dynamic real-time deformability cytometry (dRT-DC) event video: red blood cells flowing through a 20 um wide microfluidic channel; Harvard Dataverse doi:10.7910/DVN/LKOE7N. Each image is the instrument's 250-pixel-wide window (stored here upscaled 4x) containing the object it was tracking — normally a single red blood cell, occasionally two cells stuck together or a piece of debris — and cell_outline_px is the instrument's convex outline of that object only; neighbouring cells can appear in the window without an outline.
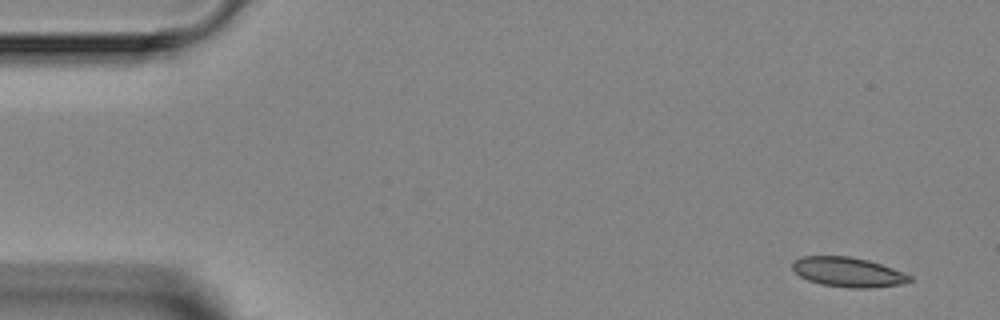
{"species": "Egyptian fruit bat (a non-hibernating species)", "species_latin": "Rousettus aegyptiacus", "temperature_condition": "room temperature", "stored_images_in_passage": 3, "camera_frame_rate_fps": 3000, "um_per_image_px": 0.085, "animal": {"sex": "female"}, "frame": {"image": 1, "passage_image": 1, "time_ms": 0.0, "image_size_px": [1000, 320], "cell_outline_px": [[912, 280], [900, 284], [868, 288], [848, 288], [820, 284], [808, 280], [800, 276], [792, 268], [792, 264], [800, 256], [848, 256], [868, 260], [892, 268], [912, 276]], "centroid_in_image_um": [72.06, 23.13], "position_along_channel_um": 12.9, "area_um2": 20.11}}